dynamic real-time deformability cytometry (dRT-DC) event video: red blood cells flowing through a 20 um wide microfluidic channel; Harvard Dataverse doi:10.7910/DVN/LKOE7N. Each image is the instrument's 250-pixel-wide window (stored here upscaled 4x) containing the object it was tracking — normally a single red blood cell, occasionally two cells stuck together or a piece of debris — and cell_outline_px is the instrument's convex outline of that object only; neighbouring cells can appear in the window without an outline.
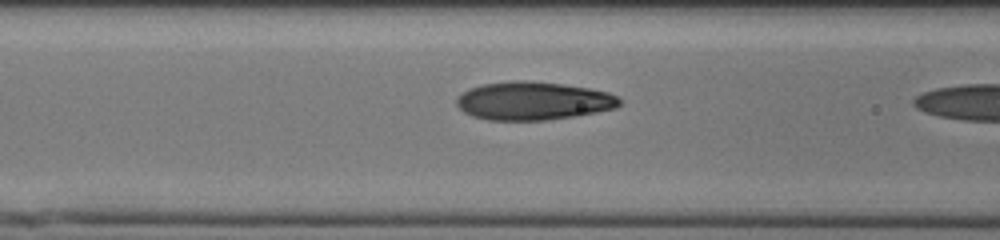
{"species": "human", "species_latin": "Homo sapiens", "temperature_condition": "cold", "stored_images_in_passage": 19, "camera_frame_rate_fps": 3000, "um_per_image_px": 0.085, "donor": {"sex": "male"}, "frame": {"image": 1, "passage_image": 18, "time_ms": 5.667, "image_size_px": [1000, 240], "cell_outline_px": [[624, 100], [616, 108], [576, 116], [544, 120], [488, 120], [472, 116], [464, 112], [456, 104], [456, 96], [468, 88], [484, 84], [516, 80], [524, 80], [564, 84], [588, 88], [608, 92], [620, 96]], "centroid_in_image_um": [45.34, 8.57], "position_along_channel_um": 121.3, "area_um2": 36.59}}